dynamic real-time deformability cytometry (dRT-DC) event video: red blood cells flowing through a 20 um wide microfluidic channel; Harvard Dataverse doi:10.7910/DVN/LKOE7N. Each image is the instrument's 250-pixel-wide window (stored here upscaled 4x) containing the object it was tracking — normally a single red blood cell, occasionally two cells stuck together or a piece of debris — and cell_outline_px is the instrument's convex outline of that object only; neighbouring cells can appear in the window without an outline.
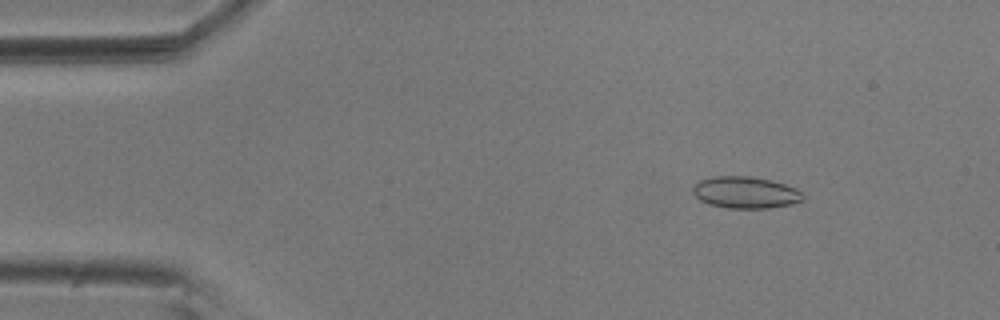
{"species": "common noctule bat (a hibernating species)", "species_latin": "Nyctalus noctula", "temperature_condition": "room temperature", "stored_images_in_passage": 17, "camera_frame_rate_fps": 3000, "um_per_image_px": 0.085, "animal": {"sex": "male", "body_mass_g": 20.5, "forearm_length_mm": 52.5}, "frame": {"image": 1, "passage_image": 7, "time_ms": 2.0, "image_size_px": [1000, 320], "cell_outline_px": [[804, 200], [792, 204], [768, 208], [728, 208], [708, 204], [700, 200], [692, 192], [692, 188], [700, 180], [716, 176], [752, 176], [772, 180], [796, 188], [804, 196]], "centroid_in_image_um": [63.37, 16.36], "position_along_channel_um": 21.6, "area_um2": 20.4}}
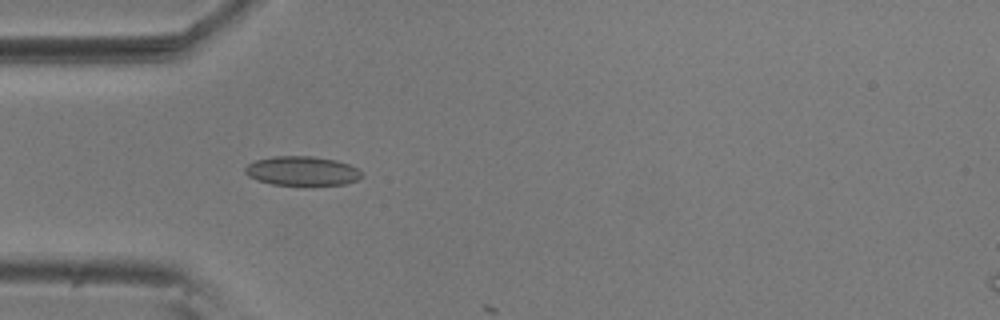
{"frame": {"image": 2, "passage_image": 16, "time_ms": 5.0, "image_size_px": [1000, 320], "cell_outline_px": [[364, 176], [356, 180], [344, 184], [312, 188], [304, 188], [272, 184], [256, 180], [248, 176], [244, 172], [244, 168], [248, 164], [256, 160], [272, 156], [312, 156], [336, 160], [348, 164], [356, 168]], "centroid_in_image_um": [25.67, 14.58], "position_along_channel_um": 59.3, "area_um2": 20.81}}